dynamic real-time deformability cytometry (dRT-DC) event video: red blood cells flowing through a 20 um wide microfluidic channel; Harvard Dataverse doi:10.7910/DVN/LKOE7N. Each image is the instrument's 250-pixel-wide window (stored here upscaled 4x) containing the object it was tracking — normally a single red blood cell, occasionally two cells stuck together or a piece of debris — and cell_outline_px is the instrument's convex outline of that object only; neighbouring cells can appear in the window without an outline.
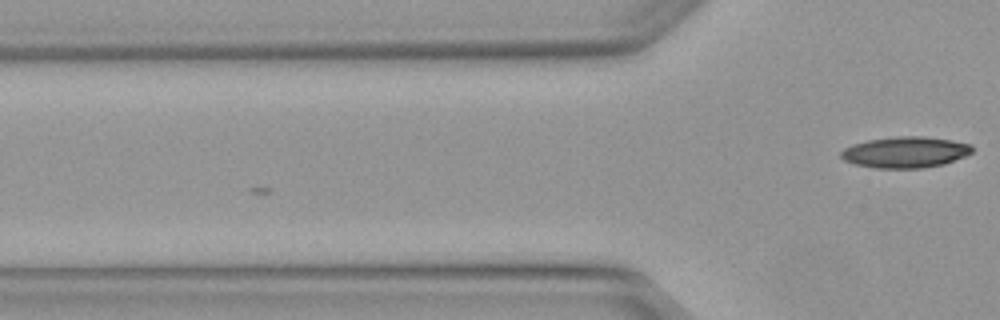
{"species": "Egyptian fruit bat (a non-hibernating species)", "species_latin": "Rousettus aegyptiacus", "temperature_condition": "warm", "stored_images_in_passage": 4, "camera_frame_rate_fps": 3000, "um_per_image_px": 0.085, "animal": {"sex": "female"}, "frame": {"image": 1, "passage_image": 4, "time_ms": 1.0, "image_size_px": [1000, 320], "cell_outline_px": [[972, 152], [964, 156], [944, 164], [924, 168], [876, 168], [856, 164], [844, 160], [840, 156], [840, 152], [844, 148], [852, 144], [868, 140], [896, 136], [924, 136], [952, 140], [972, 144]], "centroid_in_image_um": [76.95, 12.93], "position_along_channel_um": 48.9, "area_um2": 23.81}}